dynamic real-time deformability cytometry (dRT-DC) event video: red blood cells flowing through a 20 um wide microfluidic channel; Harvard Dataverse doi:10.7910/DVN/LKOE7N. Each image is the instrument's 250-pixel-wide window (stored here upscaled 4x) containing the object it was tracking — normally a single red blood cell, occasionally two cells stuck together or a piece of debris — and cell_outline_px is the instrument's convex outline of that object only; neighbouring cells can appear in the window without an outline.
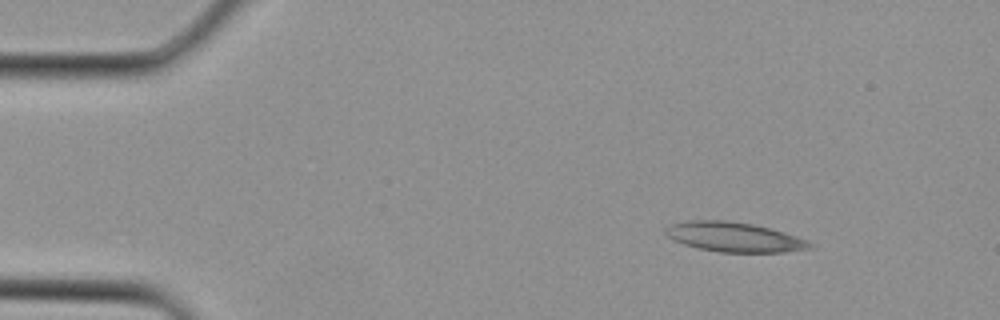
{"species": "Egyptian fruit bat (a non-hibernating species)", "species_latin": "Rousettus aegyptiacus", "temperature_condition": "cold", "stored_images_in_passage": 2, "camera_frame_rate_fps": 3000, "um_per_image_px": 0.085, "animal": {"sex": "female"}, "frame": {"image": 1, "passage_image": 1, "time_ms": 0.0, "image_size_px": [1000, 320], "cell_outline_px": [[816, 244], [812, 248], [784, 252], [720, 252], [700, 248], [684, 244], [668, 236], [664, 232], [664, 228], [672, 224], [688, 220], [724, 220], [752, 224], [784, 232], [808, 240]], "centroid_in_image_um": [62.44, 20.15], "position_along_channel_um": 22.6, "area_um2": 24.8}}